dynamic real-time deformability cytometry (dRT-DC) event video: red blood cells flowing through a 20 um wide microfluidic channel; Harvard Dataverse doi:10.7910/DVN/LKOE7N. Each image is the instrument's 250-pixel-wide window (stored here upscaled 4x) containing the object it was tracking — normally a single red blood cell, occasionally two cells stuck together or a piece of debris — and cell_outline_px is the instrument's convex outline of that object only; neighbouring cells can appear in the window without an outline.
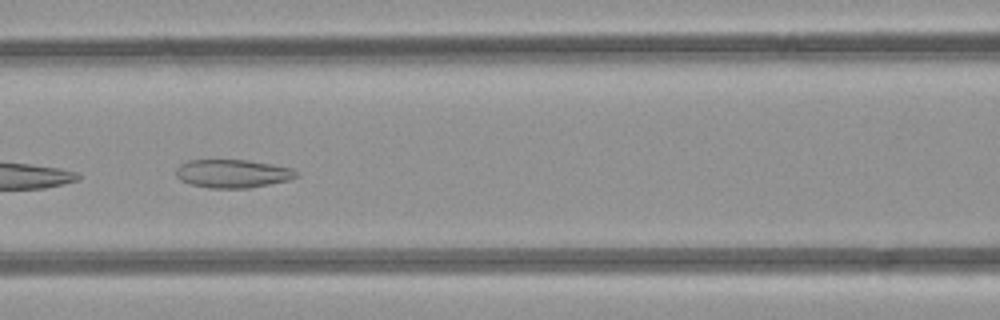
{"species": "common noctule bat (a hibernating species)", "species_latin": "Nyctalus noctula", "temperature_condition": "room temperature", "stored_images_in_passage": 6, "camera_frame_rate_fps": 3000, "um_per_image_px": 0.085, "animal": {"sex": "female", "body_mass_g": 21.9}, "frame": {"image": 1, "passage_image": 6, "time_ms": 6.333, "image_size_px": [1000, 320], "cell_outline_px": [[296, 176], [288, 180], [248, 188], [208, 188], [188, 184], [180, 180], [176, 176], [176, 168], [180, 164], [188, 160], [248, 160], [272, 164], [292, 168], [296, 172]], "centroid_in_image_um": [19.71, 14.75], "position_along_channel_um": 146.9, "area_um2": 19.83}}